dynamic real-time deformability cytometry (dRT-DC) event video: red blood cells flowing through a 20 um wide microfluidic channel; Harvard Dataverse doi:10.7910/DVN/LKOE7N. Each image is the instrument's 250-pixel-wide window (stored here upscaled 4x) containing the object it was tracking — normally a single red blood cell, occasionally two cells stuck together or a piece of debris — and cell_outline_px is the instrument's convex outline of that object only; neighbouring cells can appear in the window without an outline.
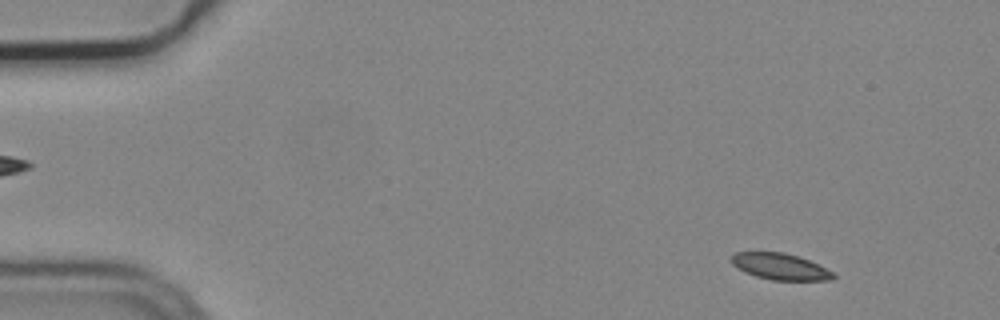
{"species": "common noctule bat (a hibernating species)", "species_latin": "Nyctalus noctula", "temperature_condition": "cold", "stored_images_in_passage": 4, "camera_frame_rate_fps": 3000, "um_per_image_px": 0.085, "animal": {"sex": "male", "body_mass_g": 19.2, "forearm_length_mm": 51.8}, "frame": {"image": 1, "passage_image": 2, "time_ms": 0.333, "image_size_px": [1000, 320], "cell_outline_px": [[836, 276], [832, 280], [772, 280], [756, 276], [744, 272], [732, 264], [732, 256], [736, 252], [784, 252], [808, 260], [832, 272]], "centroid_in_image_um": [66.29, 22.66], "position_along_channel_um": 18.7, "area_um2": 15.37}}
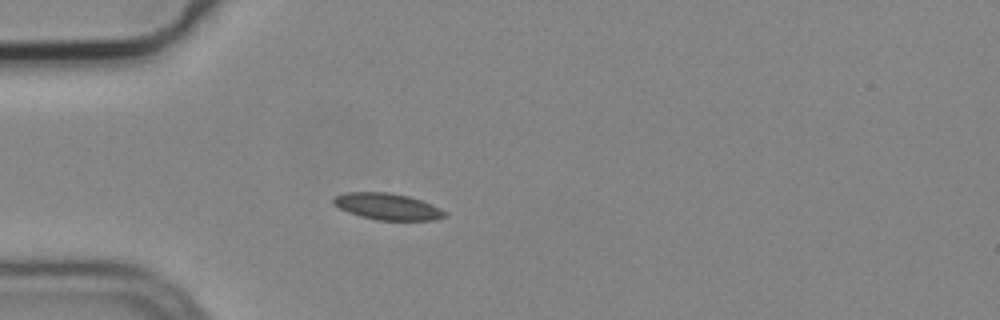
{"frame": {"image": 2, "passage_image": 4, "time_ms": 1.0, "image_size_px": [1000, 320], "cell_outline_px": [[448, 216], [432, 220], [376, 220], [360, 216], [348, 212], [332, 204], [332, 196], [344, 192], [388, 192], [408, 196], [420, 200], [440, 208], [448, 212]], "centroid_in_image_um": [32.9, 17.55], "position_along_channel_um": 52.1, "area_um2": 17.34}}